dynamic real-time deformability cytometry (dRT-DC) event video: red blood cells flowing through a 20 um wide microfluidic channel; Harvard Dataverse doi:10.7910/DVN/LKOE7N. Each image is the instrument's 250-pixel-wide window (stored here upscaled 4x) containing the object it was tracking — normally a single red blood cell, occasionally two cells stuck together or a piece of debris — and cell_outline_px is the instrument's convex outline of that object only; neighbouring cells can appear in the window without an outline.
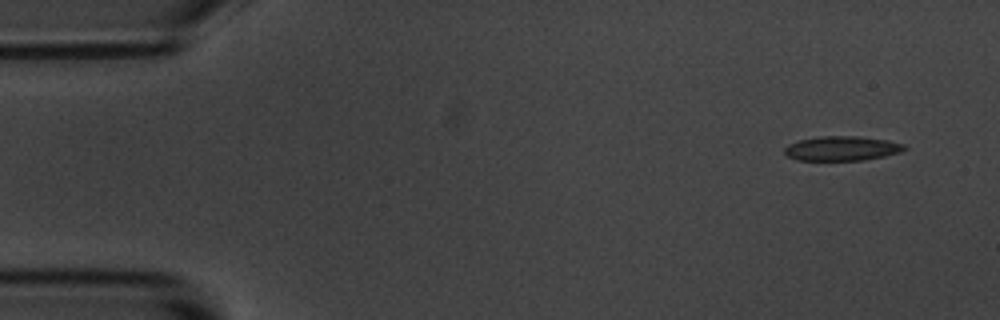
{"species": "common noctule bat (a hibernating species)", "species_latin": "Nyctalus noctula", "temperature_condition": "room temperature", "stored_images_in_passage": 3, "camera_frame_rate_fps": 3000, "um_per_image_px": 0.085, "animal": {"sex": "male", "body_mass_g": 20.1, "forearm_length_mm": 53.5}, "frame": {"image": 1, "passage_image": 1, "time_ms": 0.0, "image_size_px": [1000, 320], "cell_outline_px": [[908, 148], [900, 152], [884, 156], [864, 160], [796, 160], [788, 156], [784, 152], [784, 148], [788, 144], [800, 140], [824, 136], [856, 136], [888, 140], [904, 144]], "centroid_in_image_um": [71.57, 12.62], "position_along_channel_um": 13.4, "area_um2": 17.05}}